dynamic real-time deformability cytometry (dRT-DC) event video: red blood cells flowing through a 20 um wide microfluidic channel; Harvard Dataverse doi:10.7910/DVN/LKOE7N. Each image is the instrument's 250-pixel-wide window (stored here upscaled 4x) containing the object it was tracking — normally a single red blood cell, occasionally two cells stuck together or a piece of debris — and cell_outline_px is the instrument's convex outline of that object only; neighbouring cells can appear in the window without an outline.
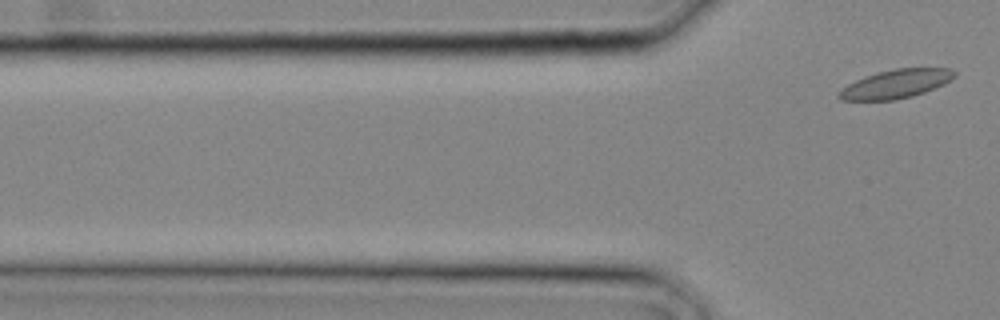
{"species": "common noctule bat (a hibernating species)", "species_latin": "Nyctalus noctula", "temperature_condition": "cold", "stored_images_in_passage": 2, "camera_frame_rate_fps": 3000, "um_per_image_px": 0.085, "animal": {"sex": "male", "body_mass_g": 20.4}, "frame": {"image": 1, "passage_image": 2, "time_ms": 0.333, "image_size_px": [1000, 320], "cell_outline_px": [[956, 76], [944, 84], [924, 92], [912, 96], [892, 100], [840, 100], [836, 96], [848, 84], [864, 76], [896, 68], [952, 68], [956, 72]], "centroid_in_image_um": [76.18, 7.13], "position_along_channel_um": 49.6, "area_um2": 19.13}}